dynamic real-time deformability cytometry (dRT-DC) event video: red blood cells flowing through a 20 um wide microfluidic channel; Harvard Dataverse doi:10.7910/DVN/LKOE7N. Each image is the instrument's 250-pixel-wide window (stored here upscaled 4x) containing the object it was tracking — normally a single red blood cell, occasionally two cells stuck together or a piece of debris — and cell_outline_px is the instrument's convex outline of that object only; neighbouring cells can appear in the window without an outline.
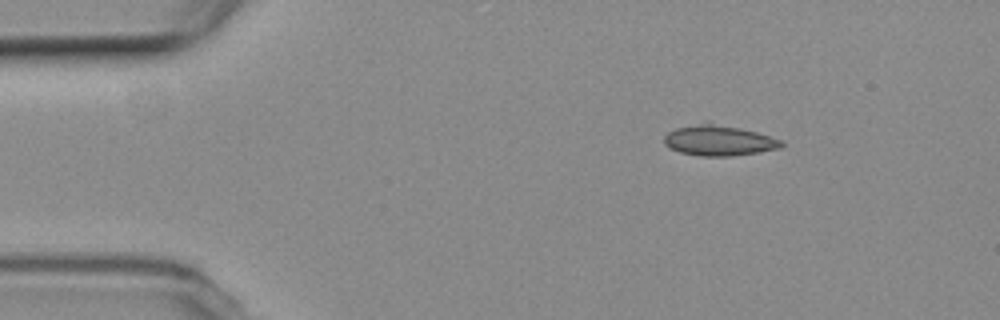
{"species": "common noctule bat (a hibernating species)", "species_latin": "Nyctalus noctula", "temperature_condition": "room temperature", "stored_images_in_passage": 9, "camera_frame_rate_fps": 3000, "um_per_image_px": 0.085, "animal": {"sex": "female", "body_mass_g": 19.3, "forearm_length_mm": 54.1}, "frame": {"image": 1, "passage_image": 1, "time_ms": 0.0, "image_size_px": [1000, 320], "cell_outline_px": [[784, 148], [760, 152], [732, 156], [700, 156], [680, 152], [668, 148], [664, 144], [664, 136], [668, 132], [676, 128], [708, 120], [756, 132], [784, 140]], "centroid_in_image_um": [61.12, 11.92], "position_along_channel_um": 23.9, "area_um2": 21.44}}
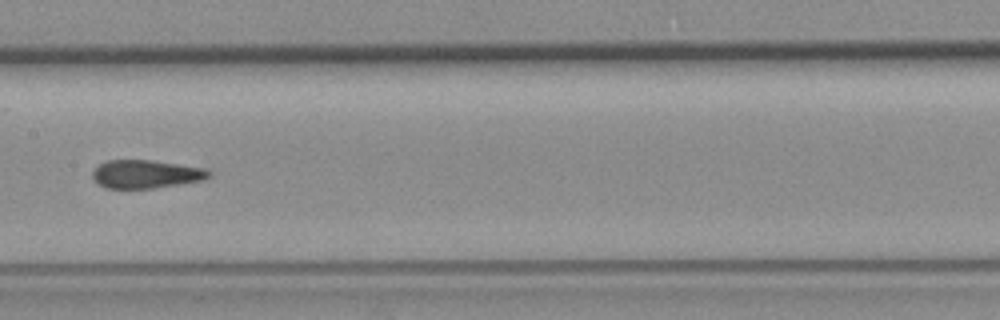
{"frame": {"image": 2, "passage_image": 6, "time_ms": 7.0, "image_size_px": [1000, 320], "cell_outline_px": [[212, 176], [204, 180], [180, 184], [152, 188], [104, 188], [96, 184], [92, 180], [92, 172], [104, 160], [152, 160], [208, 168], [212, 172]], "centroid_in_image_um": [12.42, 14.8], "position_along_channel_um": 195.0, "area_um2": 19.54}}
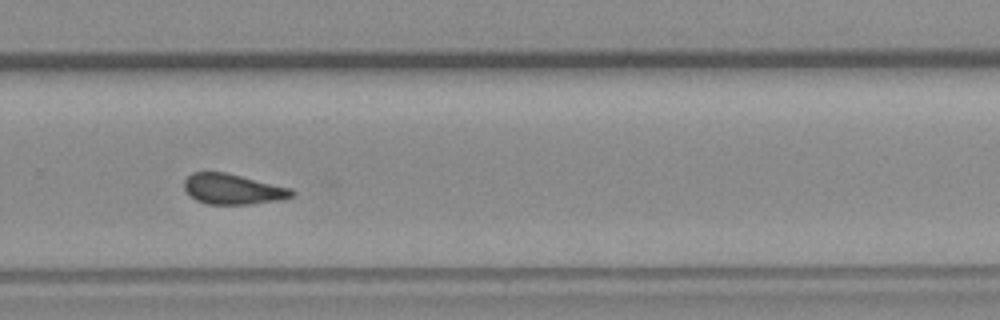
{"frame": {"image": 3, "passage_image": 9, "time_ms": 10.333, "image_size_px": [1000, 320], "cell_outline_px": [[296, 196], [280, 200], [252, 204], [208, 204], [196, 200], [184, 188], [184, 180], [192, 172], [224, 172], [292, 188], [296, 192]], "centroid_in_image_um": [19.84, 16.08], "position_along_channel_um": 310.0, "area_um2": 19.07}}